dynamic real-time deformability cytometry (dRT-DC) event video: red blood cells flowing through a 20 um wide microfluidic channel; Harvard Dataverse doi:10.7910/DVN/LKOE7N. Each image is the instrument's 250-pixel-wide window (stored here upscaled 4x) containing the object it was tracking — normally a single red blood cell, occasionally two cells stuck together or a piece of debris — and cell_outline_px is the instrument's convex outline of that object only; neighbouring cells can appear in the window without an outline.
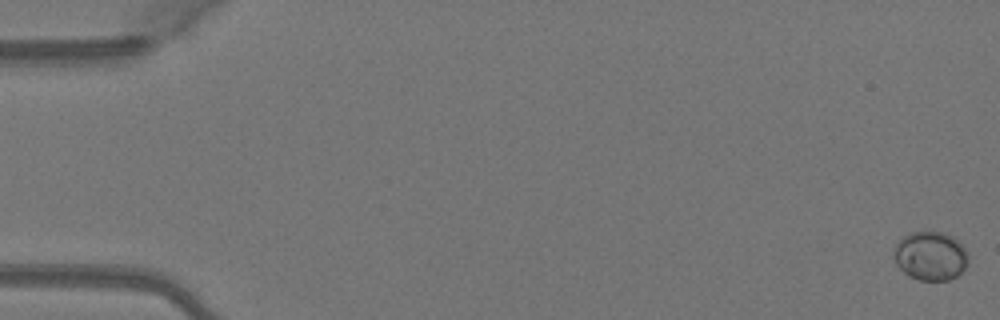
{"species": "Egyptian fruit bat (a non-hibernating species)", "species_latin": "Rousettus aegyptiacus", "temperature_condition": "warm", "stored_images_in_passage": 51, "camera_frame_rate_fps": 3000, "um_per_image_px": 0.085, "animal": {"sex": "female"}, "frame": {"image": 1, "passage_image": 1, "time_ms": 0.0, "image_size_px": [1000, 320], "cell_outline_px": [[968, 264], [956, 276], [948, 280], [920, 280], [908, 276], [896, 264], [892, 256], [892, 252], [896, 244], [904, 236], [912, 232], [944, 232], [952, 236], [968, 252]], "centroid_in_image_um": [79.07, 21.76], "position_along_channel_um": 5.9, "area_um2": 21.21}}
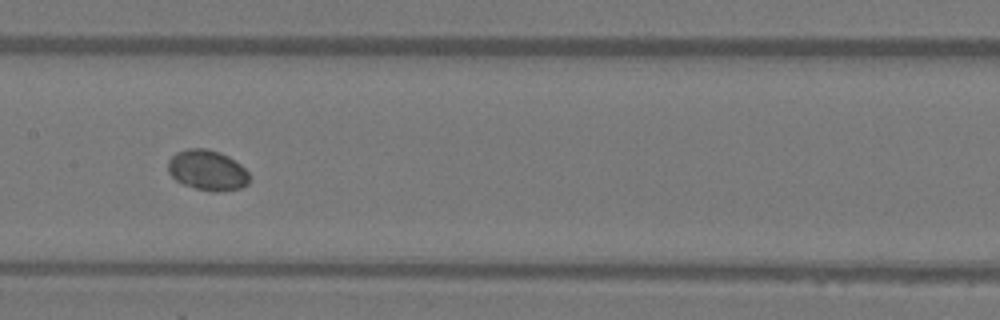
{"frame": {"image": 2, "passage_image": 26, "time_ms": 8.333, "image_size_px": [1000, 320], "cell_outline_px": [[248, 184], [240, 188], [216, 192], [196, 188], [184, 184], [176, 180], [168, 172], [168, 160], [176, 152], [188, 148], [208, 148], [220, 152], [228, 156], [240, 164], [248, 172]], "centroid_in_image_um": [17.61, 14.45], "position_along_channel_um": 189.8, "area_um2": 19.07}}
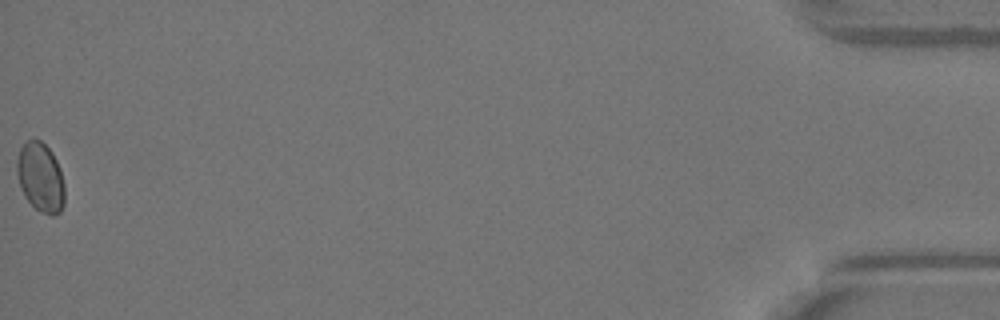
{"frame": {"image": 3, "passage_image": 51, "time_ms": 16.667, "image_size_px": [1000, 320], "cell_outline_px": [[64, 204], [60, 212], [52, 216], [36, 208], [24, 196], [16, 172], [16, 160], [20, 148], [28, 140], [40, 140], [52, 152], [60, 168], [64, 184]], "centroid_in_image_um": [3.44, 15.07], "position_along_channel_um": 431.8, "area_um2": 19.13}}